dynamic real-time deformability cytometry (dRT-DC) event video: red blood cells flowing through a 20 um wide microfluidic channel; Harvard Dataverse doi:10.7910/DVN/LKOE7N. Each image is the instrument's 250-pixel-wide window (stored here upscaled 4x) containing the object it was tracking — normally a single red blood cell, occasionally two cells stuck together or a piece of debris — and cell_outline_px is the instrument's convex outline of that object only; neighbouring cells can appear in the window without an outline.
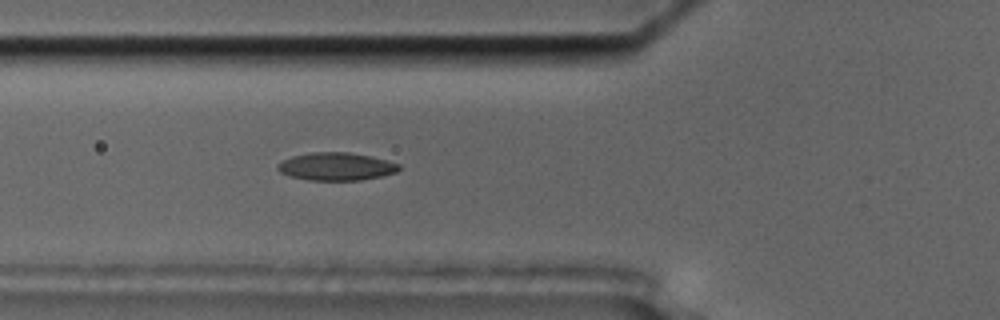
{"species": "common noctule bat (a hibernating species)", "species_latin": "Nyctalus noctula", "temperature_condition": "cold", "stored_images_in_passage": 52, "camera_frame_rate_fps": 3000, "um_per_image_px": 0.085, "animal": {"sex": "male", "body_mass_g": 17.5, "forearm_length_mm": 52.3}, "frame": {"image": 1, "passage_image": 17, "time_ms": 5.333, "image_size_px": [1000, 320], "cell_outline_px": [[400, 168], [396, 172], [380, 176], [360, 180], [308, 180], [292, 176], [280, 172], [276, 168], [276, 164], [280, 160], [292, 156], [312, 152], [348, 152], [372, 156], [388, 160], [400, 164]], "centroid_in_image_um": [28.56, 14.14], "position_along_channel_um": 97.2, "area_um2": 19.77}}
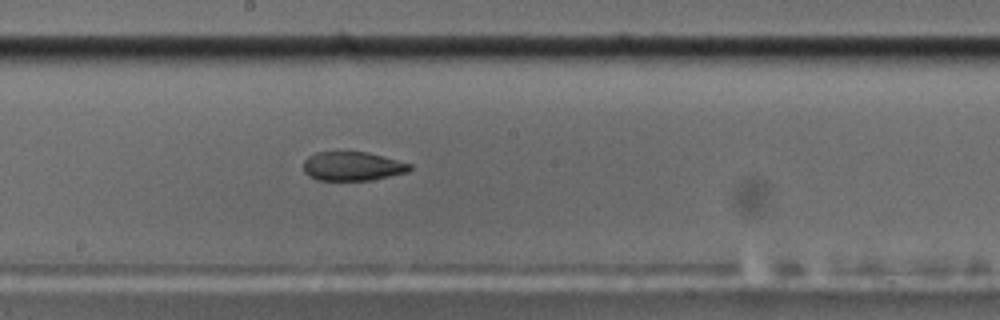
{"frame": {"image": 2, "passage_image": 27, "time_ms": 8.667, "image_size_px": [1000, 320], "cell_outline_px": [[412, 168], [408, 172], [372, 180], [316, 180], [308, 176], [304, 172], [304, 160], [308, 156], [316, 152], [368, 152], [412, 164]], "centroid_in_image_um": [29.96, 14.13], "position_along_channel_um": 218.2, "area_um2": 18.03}}
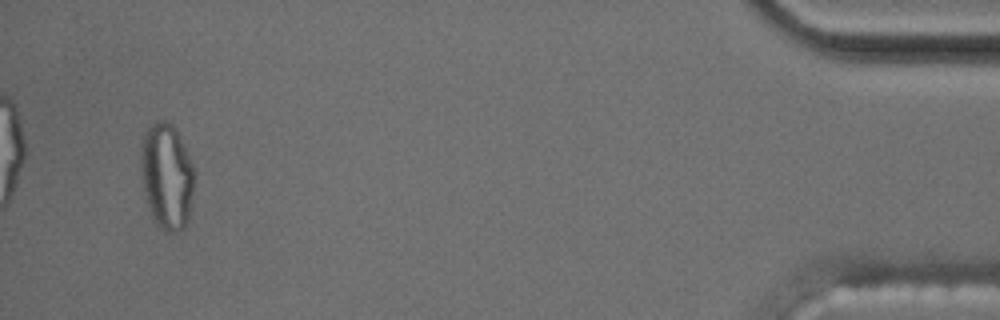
{"frame": {"image": 3, "passage_image": 50, "time_ms": 16.333, "image_size_px": [1000, 320], "cell_outline_px": [[196, 176], [188, 216], [184, 228], [176, 232], [168, 232], [160, 228], [152, 216], [148, 204], [140, 176], [140, 144], [144, 128], [156, 120], [168, 120], [176, 128], [180, 136], [196, 172]], "centroid_in_image_um": [14.16, 14.89], "position_along_channel_um": 421.0, "area_um2": 33.76}, "authors_computed_cell_mechanics": {"area_um2": 19.5364, "velocity_mm_per_s": 3.6309, "shape_relaxation_time_tau1_ms": null, "shape_relaxation_time_tau2_ms": 3.062, "deformation_change_tau1": null, "deformation_change_tau2": 0.0995}}